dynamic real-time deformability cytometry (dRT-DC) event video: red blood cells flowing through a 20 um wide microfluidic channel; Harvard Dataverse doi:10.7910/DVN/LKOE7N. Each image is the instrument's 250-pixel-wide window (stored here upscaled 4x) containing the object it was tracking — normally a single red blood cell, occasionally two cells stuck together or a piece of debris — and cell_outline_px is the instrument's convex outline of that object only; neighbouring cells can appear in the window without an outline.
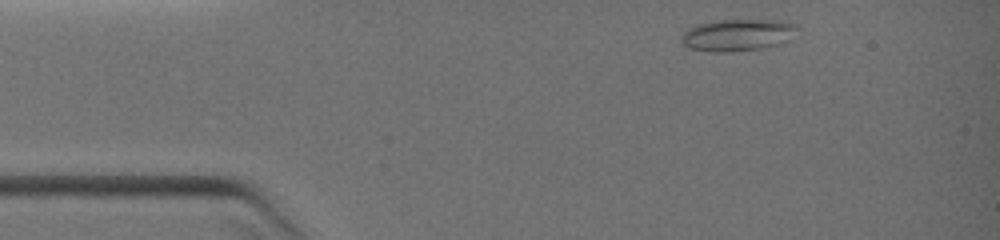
{"species": "common noctule bat (a hibernating species)", "species_latin": "Nyctalus noctula", "temperature_condition": "warm", "stored_images_in_passage": 4, "camera_frame_rate_fps": 3000, "um_per_image_px": 0.085, "animal": {"sex": "female", "body_mass_g": 19.0, "forearm_length_mm": 51.5}, "frame": {"image": 1, "passage_image": 1, "time_ms": 0.0, "image_size_px": [1000, 240], "cell_outline_px": [[796, 28], [788, 40], [776, 44], [760, 48], [732, 52], [712, 52], [688, 48], [680, 40], [680, 36], [684, 32], [700, 24], [720, 20], [780, 20], [796, 24]], "centroid_in_image_um": [62.66, 2.98], "position_along_channel_um": 22.3, "area_um2": 21.15}}
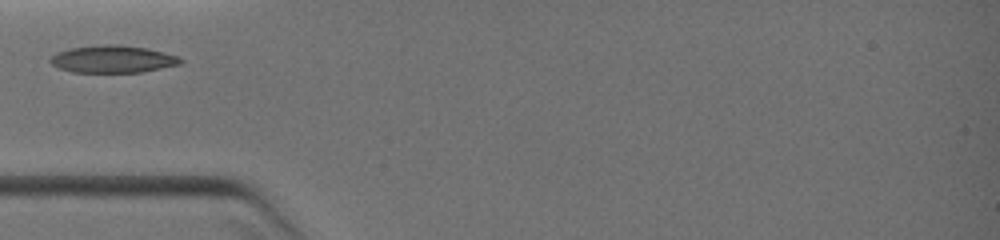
{"frame": {"image": 2, "passage_image": 4, "time_ms": 3.667, "image_size_px": [1000, 240], "cell_outline_px": [[184, 60], [180, 64], [140, 72], [72, 72], [60, 68], [52, 64], [48, 60], [56, 52], [72, 48], [104, 44], [120, 44], [144, 48], [180, 56]], "centroid_in_image_um": [9.58, 5.02], "position_along_channel_um": 75.4, "area_um2": 20.58}}